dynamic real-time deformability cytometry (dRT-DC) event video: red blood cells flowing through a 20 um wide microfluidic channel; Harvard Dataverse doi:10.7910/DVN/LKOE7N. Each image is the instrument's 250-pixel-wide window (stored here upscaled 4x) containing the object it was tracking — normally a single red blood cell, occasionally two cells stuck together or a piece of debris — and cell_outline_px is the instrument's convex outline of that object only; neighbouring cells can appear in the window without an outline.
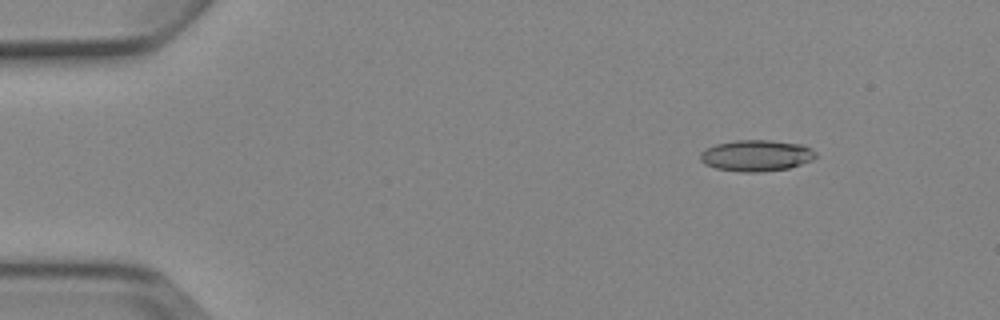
{"species": "Egyptian fruit bat (a non-hibernating species)", "species_latin": "Rousettus aegyptiacus", "temperature_condition": "cold", "stored_images_in_passage": 5, "camera_frame_rate_fps": 3000, "um_per_image_px": 0.085, "animal": {"sex": "female"}, "frame": {"image": 1, "passage_image": 1, "time_ms": 0.0, "image_size_px": [1000, 320], "cell_outline_px": [[816, 156], [812, 160], [788, 168], [760, 172], [740, 172], [716, 168], [704, 164], [700, 160], [700, 152], [716, 144], [736, 140], [768, 140], [804, 144], [816, 152]], "centroid_in_image_um": [64.29, 13.22], "position_along_channel_um": 20.7, "area_um2": 21.04}}
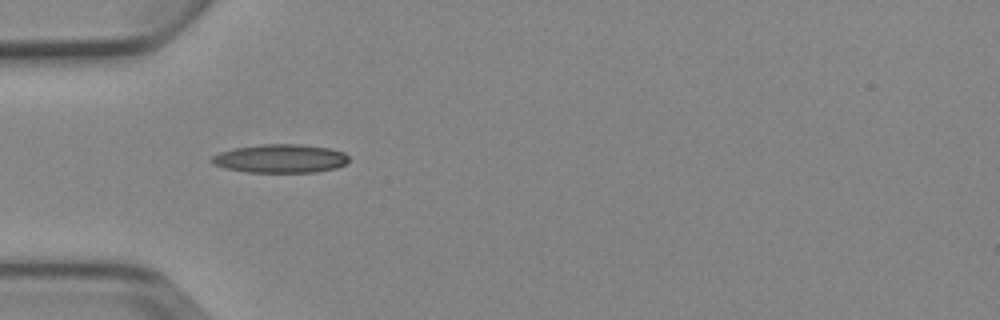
{"frame": {"image": 2, "passage_image": 4, "time_ms": 3.333, "image_size_px": [1000, 320], "cell_outline_px": [[348, 160], [344, 164], [336, 168], [316, 172], [244, 172], [212, 164], [208, 160], [212, 156], [220, 152], [232, 148], [260, 144], [300, 144], [332, 148], [344, 152], [348, 156]], "centroid_in_image_um": [23.81, 13.47], "position_along_channel_um": 61.2, "area_um2": 23.0}}
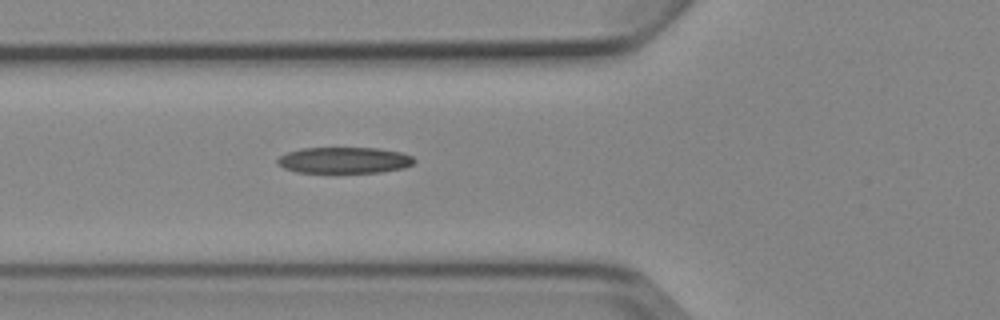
{"frame": {"image": 3, "passage_image": 5, "time_ms": 4.333, "image_size_px": [1000, 320], "cell_outline_px": [[416, 160], [412, 164], [404, 168], [380, 172], [296, 172], [284, 168], [276, 164], [276, 160], [280, 156], [288, 152], [300, 148], [380, 148], [400, 152], [412, 156]], "centroid_in_image_um": [29.25, 13.61], "position_along_channel_um": 96.6, "area_um2": 20.87}}